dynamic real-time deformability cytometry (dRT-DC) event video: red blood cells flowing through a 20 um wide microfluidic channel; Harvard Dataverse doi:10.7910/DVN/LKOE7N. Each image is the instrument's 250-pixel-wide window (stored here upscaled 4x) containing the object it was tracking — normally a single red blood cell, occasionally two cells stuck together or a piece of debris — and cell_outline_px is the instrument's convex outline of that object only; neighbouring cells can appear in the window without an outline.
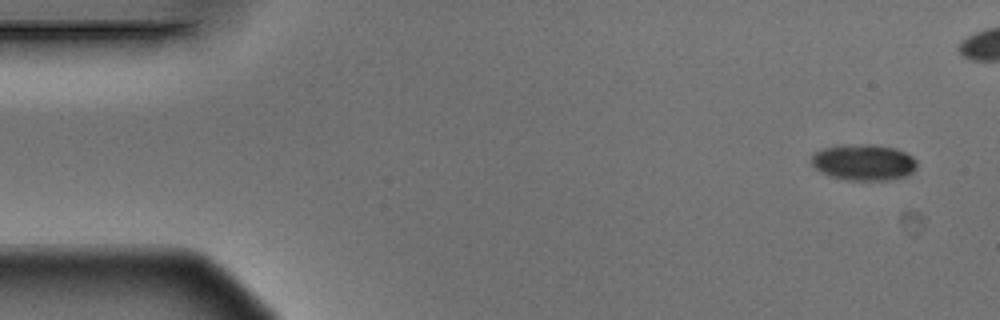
{"species": "Egyptian fruit bat (a non-hibernating species)", "species_latin": "Rousettus aegyptiacus", "temperature_condition": "warm", "stored_images_in_passage": 6, "camera_frame_rate_fps": 3000, "um_per_image_px": 0.085, "animal": {"sex": "male"}, "frame": {"image": 1, "passage_image": 1, "time_ms": 0.0, "image_size_px": [1000, 320], "cell_outline_px": [[916, 168], [912, 172], [904, 176], [888, 180], [844, 180], [820, 172], [812, 164], [812, 156], [816, 152], [824, 148], [864, 144], [872, 144], [896, 148], [912, 156], [916, 160]], "centroid_in_image_um": [73.44, 13.81], "position_along_channel_um": 11.6, "area_um2": 21.91}}
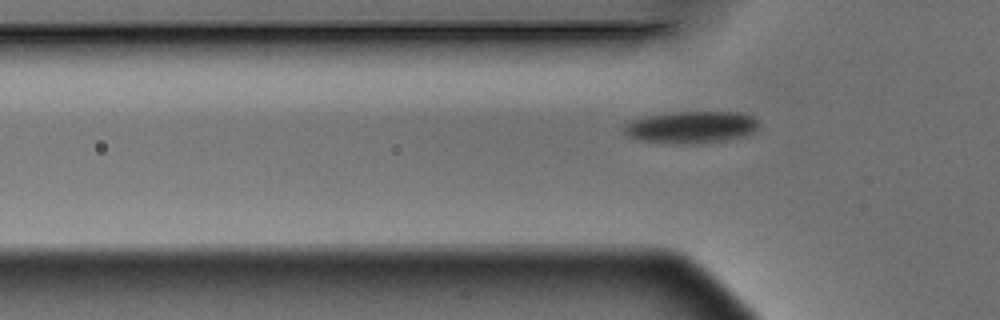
{"frame": {"image": 2, "passage_image": 6, "time_ms": 1.667, "image_size_px": [1000, 320], "cell_outline_px": [[756, 132], [744, 136], [728, 140], [696, 144], [676, 144], [640, 140], [628, 136], [624, 132], [624, 124], [632, 120], [648, 116], [672, 112], [740, 112], [752, 116], [756, 120]], "centroid_in_image_um": [58.76, 10.82], "position_along_channel_um": 67.0, "area_um2": 25.2}}